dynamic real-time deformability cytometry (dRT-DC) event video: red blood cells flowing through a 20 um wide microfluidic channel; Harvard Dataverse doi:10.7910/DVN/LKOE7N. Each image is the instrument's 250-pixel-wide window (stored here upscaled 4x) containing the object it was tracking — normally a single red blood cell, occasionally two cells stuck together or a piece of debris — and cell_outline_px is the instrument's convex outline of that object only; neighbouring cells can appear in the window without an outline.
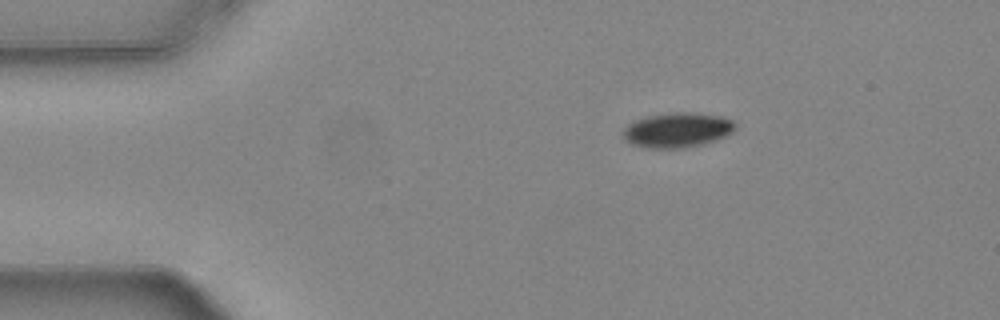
{"species": "common noctule bat (a hibernating species)", "species_latin": "Nyctalus noctula", "temperature_condition": "warm", "stored_images_in_passage": 46, "camera_frame_rate_fps": 3000, "um_per_image_px": 0.085, "animal": {"sex": "female", "body_mass_g": 24.6, "forearm_length_mm": 56.2}, "frame": {"image": 1, "passage_image": 1, "time_ms": 0.0, "image_size_px": [1000, 320], "cell_outline_px": [[736, 128], [732, 132], [724, 136], [704, 144], [688, 148], [644, 148], [628, 144], [624, 140], [624, 128], [628, 124], [636, 120], [648, 116], [672, 112], [688, 112], [720, 116], [732, 120], [736, 124]], "centroid_in_image_um": [57.55, 11.07], "position_along_channel_um": 27.5, "area_um2": 22.89}}
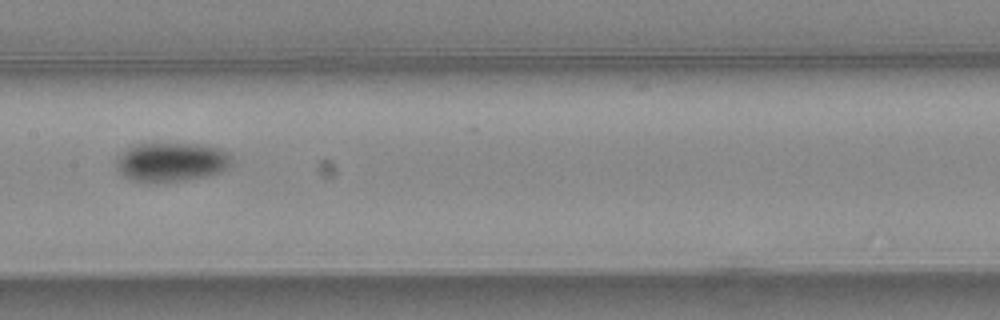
{"frame": {"image": 2, "passage_image": 19, "time_ms": 6.0, "image_size_px": [1000, 320], "cell_outline_px": [[232, 164], [228, 168], [220, 172], [204, 176], [180, 180], [148, 184], [132, 180], [124, 176], [116, 168], [116, 156], [132, 144], [156, 140], [208, 144], [220, 148], [228, 152], [232, 156]], "centroid_in_image_um": [14.53, 13.7], "position_along_channel_um": 192.9, "area_um2": 27.86}}
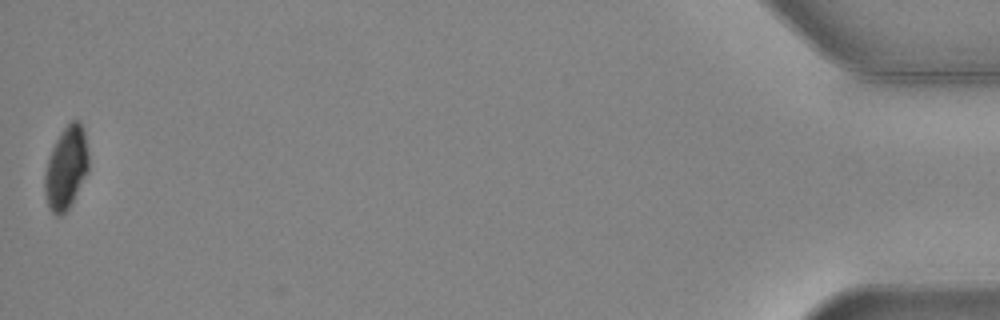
{"frame": {"image": 3, "passage_image": 46, "time_ms": 15.0, "image_size_px": [1000, 320], "cell_outline_px": [[88, 172], [72, 204], [60, 216], [56, 216], [52, 212], [48, 204], [44, 192], [44, 176], [48, 160], [52, 148], [60, 132], [72, 120], [80, 120], [84, 128], [88, 152]], "centroid_in_image_um": [5.64, 14.26], "position_along_channel_um": 429.6, "area_um2": 21.21}, "authors_computed_cell_mechanics": {"area_um2": 24.2471, "velocity_mm_per_s": 3.7557, "shape_relaxation_time_tau1_ms": 3.683, "shape_relaxation_time_tau2_ms": null, "deformation_change_tau1": 0.0924, "deformation_change_tau2": null}}